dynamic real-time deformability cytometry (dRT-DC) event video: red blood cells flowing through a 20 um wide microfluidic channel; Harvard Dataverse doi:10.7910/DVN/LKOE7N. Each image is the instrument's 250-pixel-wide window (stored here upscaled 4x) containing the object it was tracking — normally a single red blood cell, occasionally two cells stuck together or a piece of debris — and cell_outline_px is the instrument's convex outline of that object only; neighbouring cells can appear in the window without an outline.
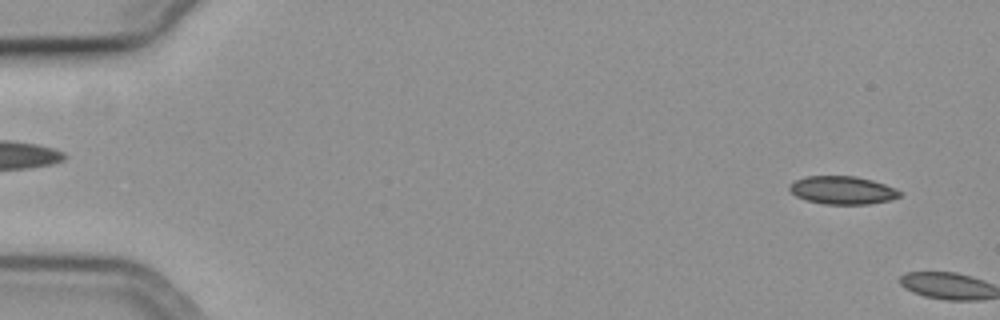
{"species": "common noctule bat (a hibernating species)", "species_latin": "Nyctalus noctula", "temperature_condition": "cold", "stored_images_in_passage": 5, "camera_frame_rate_fps": 3000, "um_per_image_px": 0.085, "animal": {"sex": "female", "body_mass_g": 19.3, "forearm_length_mm": 54.1}, "frame": {"image": 1, "passage_image": 3, "time_ms": 0.667, "image_size_px": [1000, 320], "cell_outline_px": [[900, 196], [892, 200], [868, 204], [824, 204], [808, 200], [796, 196], [788, 188], [788, 184], [804, 176], [856, 176], [872, 180], [896, 188], [900, 192]], "centroid_in_image_um": [71.61, 16.16], "position_along_channel_um": 13.4, "area_um2": 18.03}}